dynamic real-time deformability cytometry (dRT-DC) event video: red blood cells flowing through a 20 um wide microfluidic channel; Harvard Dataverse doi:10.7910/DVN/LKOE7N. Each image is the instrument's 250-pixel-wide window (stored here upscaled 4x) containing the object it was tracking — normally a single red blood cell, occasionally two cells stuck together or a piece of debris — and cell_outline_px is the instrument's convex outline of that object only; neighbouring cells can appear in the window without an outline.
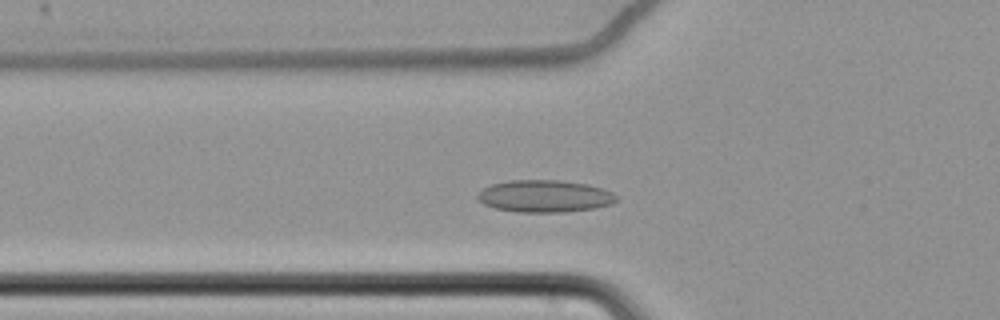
{"species": "common noctule bat (a hibernating species)", "species_latin": "Nyctalus noctula", "temperature_condition": "cold", "stored_images_in_passage": 54, "camera_frame_rate_fps": 3000, "um_per_image_px": 0.085, "animal": {"sex": "female", "body_mass_g": 22.7, "forearm_length_mm": 54.2}, "frame": {"image": 1, "passage_image": 15, "time_ms": 4.667, "image_size_px": [1000, 320], "cell_outline_px": [[620, 200], [612, 204], [596, 208], [564, 212], [516, 212], [496, 208], [484, 204], [476, 196], [484, 188], [492, 184], [508, 180], [560, 180], [588, 184], [604, 188], [612, 192]], "centroid_in_image_um": [46.36, 16.67], "position_along_channel_um": 79.4, "area_um2": 26.18}}
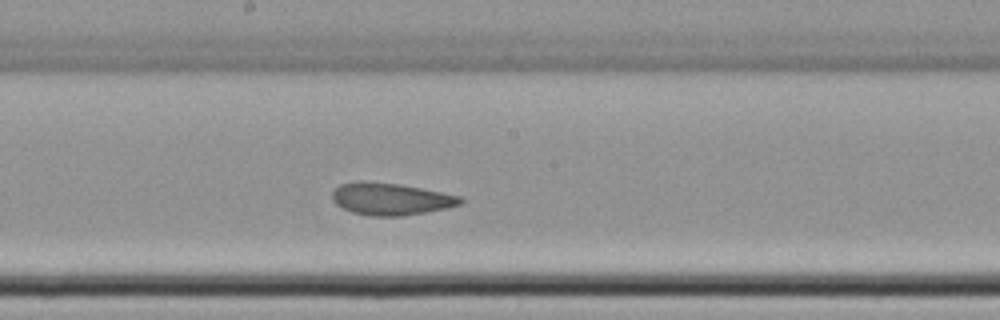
{"frame": {"image": 2, "passage_image": 27, "time_ms": 8.667, "image_size_px": [1000, 320], "cell_outline_px": [[464, 200], [460, 204], [444, 208], [424, 212], [400, 216], [368, 216], [352, 212], [336, 204], [332, 200], [332, 192], [340, 184], [356, 180], [364, 180], [400, 184], [460, 196]], "centroid_in_image_um": [33.15, 16.89], "position_along_channel_um": 215.1, "area_um2": 23.93}}
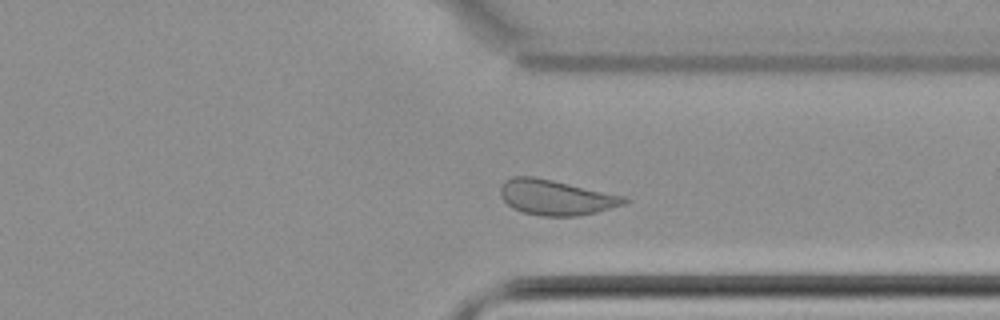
{"frame": {"image": 3, "passage_image": 40, "time_ms": 13.0, "image_size_px": [1000, 320], "cell_outline_px": [[628, 200], [624, 204], [596, 212], [576, 216], [544, 216], [524, 212], [512, 208], [504, 200], [500, 192], [500, 188], [504, 180], [512, 176], [536, 176], [624, 196]], "centroid_in_image_um": [47.22, 16.76], "position_along_channel_um": 364.2, "area_um2": 25.26}, "authors_computed_cell_mechanics": {"area_um2": 25.8077, "velocity_mm_per_s": 3.4181, "shape_relaxation_time_tau1_ms": null, "shape_relaxation_time_tau2_ms": 2.1599, "deformation_change_tau1": null, "deformation_change_tau2": 0.0811}}